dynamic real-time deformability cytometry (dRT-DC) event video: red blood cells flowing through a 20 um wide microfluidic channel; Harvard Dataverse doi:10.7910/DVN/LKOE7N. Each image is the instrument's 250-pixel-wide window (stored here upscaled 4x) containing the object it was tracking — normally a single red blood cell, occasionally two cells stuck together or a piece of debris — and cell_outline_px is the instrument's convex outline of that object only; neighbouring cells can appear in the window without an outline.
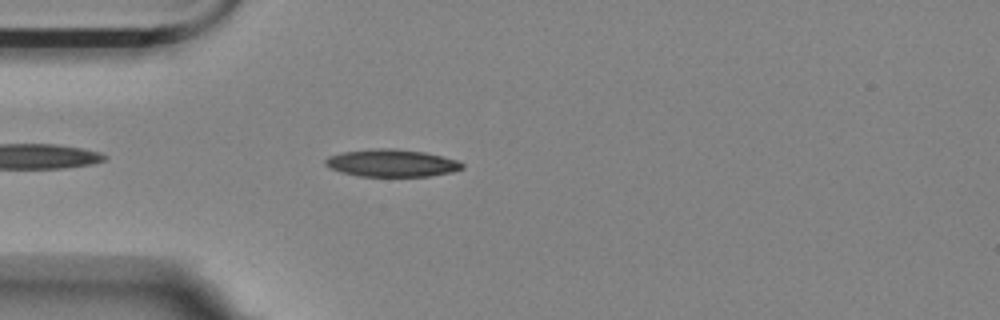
{"species": "Egyptian fruit bat (a non-hibernating species)", "species_latin": "Rousettus aegyptiacus", "temperature_condition": "room temperature", "stored_images_in_passage": 19, "camera_frame_rate_fps": 3000, "um_per_image_px": 0.085, "animal": {"sex": "female"}, "frame": {"image": 1, "passage_image": 4, "time_ms": 1.0, "image_size_px": [1000, 320], "cell_outline_px": [[464, 168], [452, 172], [428, 176], [360, 176], [340, 172], [324, 164], [324, 160], [328, 156], [344, 152], [376, 148], [392, 148], [424, 152], [456, 160], [464, 164]], "centroid_in_image_um": [33.28, 13.86], "position_along_channel_um": 51.7, "area_um2": 21.68}}
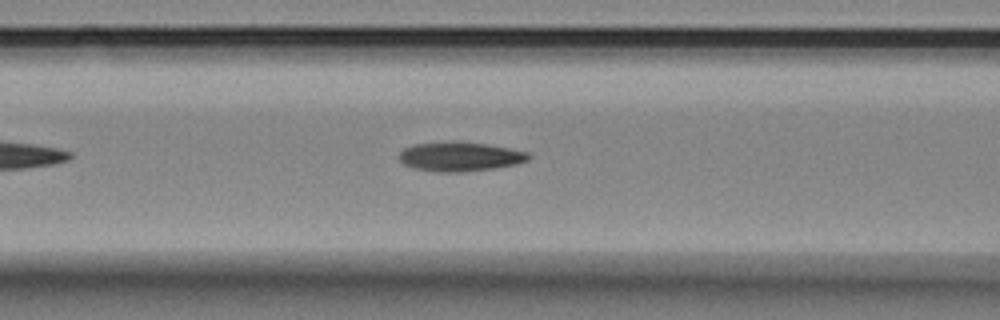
{"frame": {"image": 2, "passage_image": 11, "time_ms": 3.333, "image_size_px": [1000, 320], "cell_outline_px": [[532, 156], [528, 160], [516, 164], [492, 168], [460, 172], [440, 172], [412, 168], [404, 164], [400, 160], [400, 152], [404, 148], [416, 144], [484, 144], [508, 148], [528, 152]], "centroid_in_image_um": [39.12, 13.35], "position_along_channel_um": 127.5, "area_um2": 21.04}}
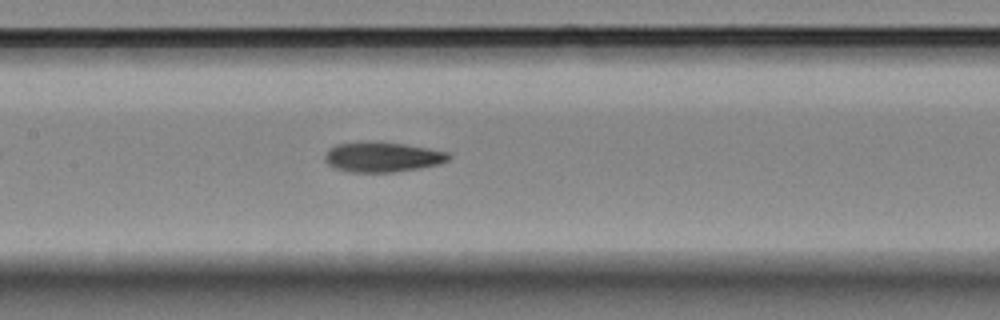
{"frame": {"image": 3, "passage_image": 15, "time_ms": 4.667, "image_size_px": [1000, 320], "cell_outline_px": [[452, 156], [448, 160], [440, 164], [420, 168], [392, 172], [348, 172], [336, 168], [328, 164], [324, 160], [324, 156], [328, 148], [336, 144], [360, 140], [372, 140], [404, 144], [448, 152]], "centroid_in_image_um": [32.46, 13.32], "position_along_channel_um": 174.9, "area_um2": 22.08}}